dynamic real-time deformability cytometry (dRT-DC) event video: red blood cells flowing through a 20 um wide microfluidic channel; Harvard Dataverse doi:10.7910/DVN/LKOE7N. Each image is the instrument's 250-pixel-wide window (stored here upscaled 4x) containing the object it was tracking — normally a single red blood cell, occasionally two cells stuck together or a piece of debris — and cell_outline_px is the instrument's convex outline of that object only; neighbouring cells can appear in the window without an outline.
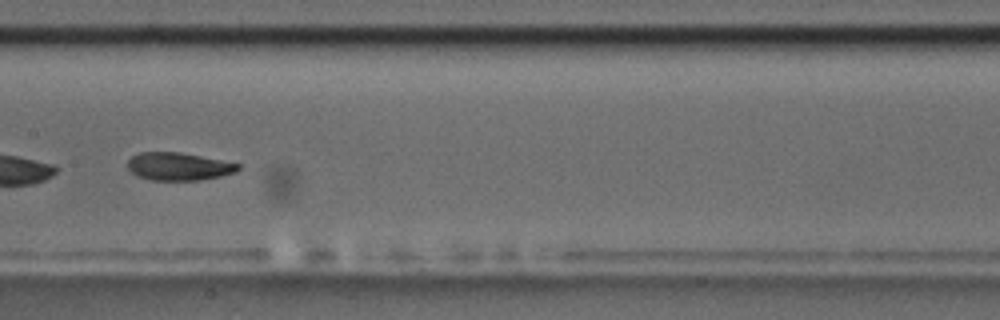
{"species": "common noctule bat (a hibernating species)", "species_latin": "Nyctalus noctula", "temperature_condition": "room temperature", "stored_images_in_passage": 53, "camera_frame_rate_fps": 3000, "um_per_image_px": 0.085, "animal": {"sex": "male", "body_mass_g": 17.5, "forearm_length_mm": 52.3}, "frame": {"image": 1, "passage_image": 28, "time_ms": 9.0, "image_size_px": [1000, 320], "cell_outline_px": [[240, 168], [236, 172], [220, 176], [200, 180], [152, 180], [136, 176], [128, 168], [128, 160], [132, 156], [140, 152], [180, 152], [240, 164]], "centroid_in_image_um": [15.16, 14.15], "position_along_channel_um": 192.2, "area_um2": 17.8}}
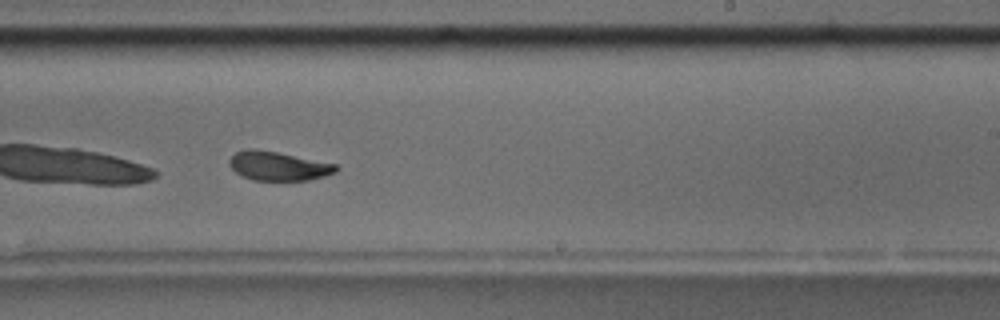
{"frame": {"image": 2, "passage_image": 34, "time_ms": 11.0, "image_size_px": [1000, 320], "cell_outline_px": [[340, 168], [336, 172], [324, 176], [308, 180], [252, 180], [236, 172], [228, 164], [228, 160], [236, 152], [248, 148], [252, 148], [276, 152], [336, 164]], "centroid_in_image_um": [23.65, 14.11], "position_along_channel_um": 265.4, "area_um2": 17.86}, "authors_computed_cell_mechanics": {"area_um2": 19.074, "velocity_mm_per_s": 3.6663, "shape_relaxation_time_tau1_ms": 2.8927, "shape_relaxation_time_tau2_ms": 1.5454, "deformation_change_tau1": 0.1279, "deformation_change_tau2": 0.0652}}